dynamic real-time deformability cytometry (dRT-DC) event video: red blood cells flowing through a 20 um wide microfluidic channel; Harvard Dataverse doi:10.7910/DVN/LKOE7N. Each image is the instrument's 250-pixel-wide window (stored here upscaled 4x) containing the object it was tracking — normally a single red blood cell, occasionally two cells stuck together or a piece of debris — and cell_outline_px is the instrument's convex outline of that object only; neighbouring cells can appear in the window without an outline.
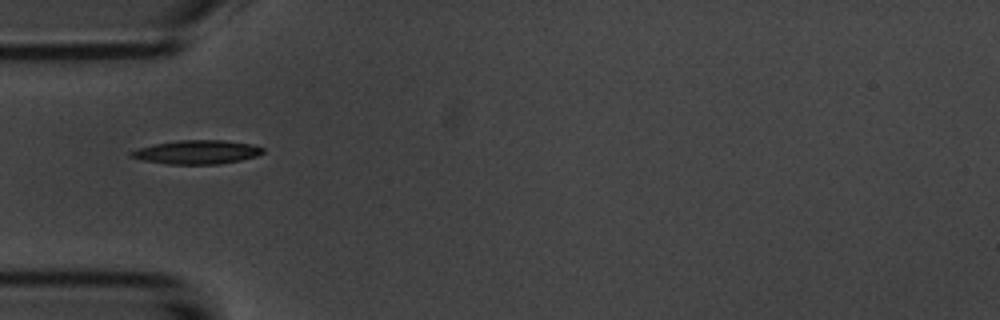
{"species": "common noctule bat (a hibernating species)", "species_latin": "Nyctalus noctula", "temperature_condition": "room temperature", "stored_images_in_passage": 38, "camera_frame_rate_fps": 3000, "um_per_image_px": 0.085, "animal": {"sex": "male", "body_mass_g": 20.1, "forearm_length_mm": 53.5}, "frame": {"image": 1, "passage_image": 1, "time_ms": 0.0, "image_size_px": [1000, 320], "cell_outline_px": [[264, 152], [256, 156], [240, 160], [220, 164], [168, 164], [144, 160], [128, 156], [128, 152], [140, 148], [156, 144], [180, 140], [224, 140], [252, 144], [264, 148]], "centroid_in_image_um": [16.76, 12.93], "position_along_channel_um": 68.2, "area_um2": 18.15}}
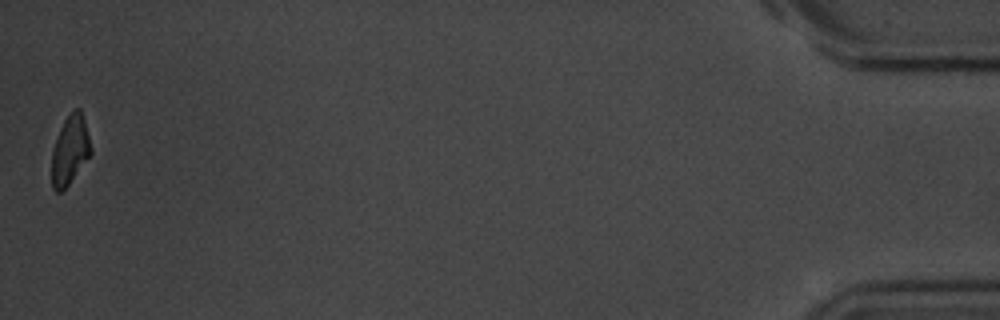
{"frame": {"image": 2, "passage_image": 38, "time_ms": 12.333, "image_size_px": [1000, 320], "cell_outline_px": [[92, 152], [68, 184], [60, 192], [56, 192], [52, 188], [52, 152], [60, 128], [64, 120], [76, 108], [80, 108], [84, 120], [92, 148]], "centroid_in_image_um": [5.95, 12.76], "position_along_channel_um": 429.3, "area_um2": 15.32}, "authors_computed_cell_mechanics": {"area_um2": 17.4845, "velocity_mm_per_s": 3.6975, "shape_relaxation_time_tau1_ms": 2.6479, "shape_relaxation_time_tau2_ms": 8.9908, "deformation_change_tau1": 0.1656, "deformation_change_tau2": 0.1598}}